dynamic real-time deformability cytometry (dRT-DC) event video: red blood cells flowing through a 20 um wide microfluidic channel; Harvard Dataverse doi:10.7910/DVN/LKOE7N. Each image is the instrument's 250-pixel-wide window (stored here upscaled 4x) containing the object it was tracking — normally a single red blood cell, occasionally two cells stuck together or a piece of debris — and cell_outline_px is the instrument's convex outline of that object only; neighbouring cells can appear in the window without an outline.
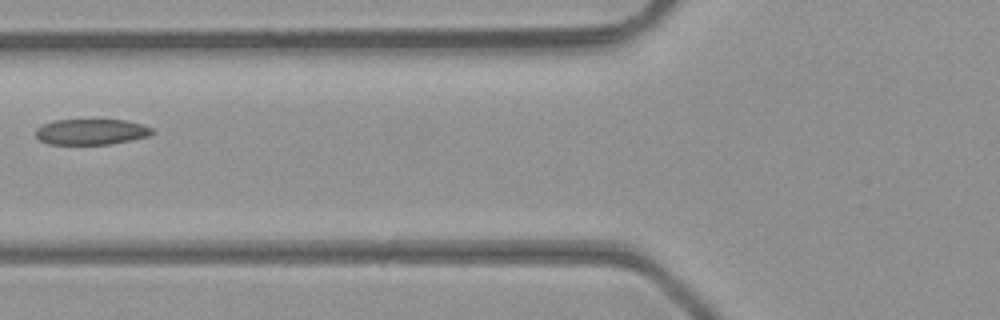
{"species": "common noctule bat (a hibernating species)", "species_latin": "Nyctalus noctula", "temperature_condition": "room temperature", "stored_images_in_passage": 2, "camera_frame_rate_fps": 3000, "um_per_image_px": 0.085, "animal": {"sex": "male", "body_mass_g": 23.1, "forearm_length_mm": 52.7}, "frame": {"image": 1, "passage_image": 2, "time_ms": 0.333, "image_size_px": [1000, 320], "cell_outline_px": [[156, 132], [148, 136], [112, 144], [48, 144], [40, 140], [36, 136], [36, 128], [44, 124], [56, 120], [128, 120], [152, 128]], "centroid_in_image_um": [7.77, 11.2], "position_along_channel_um": 118.0, "area_um2": 17.4}}